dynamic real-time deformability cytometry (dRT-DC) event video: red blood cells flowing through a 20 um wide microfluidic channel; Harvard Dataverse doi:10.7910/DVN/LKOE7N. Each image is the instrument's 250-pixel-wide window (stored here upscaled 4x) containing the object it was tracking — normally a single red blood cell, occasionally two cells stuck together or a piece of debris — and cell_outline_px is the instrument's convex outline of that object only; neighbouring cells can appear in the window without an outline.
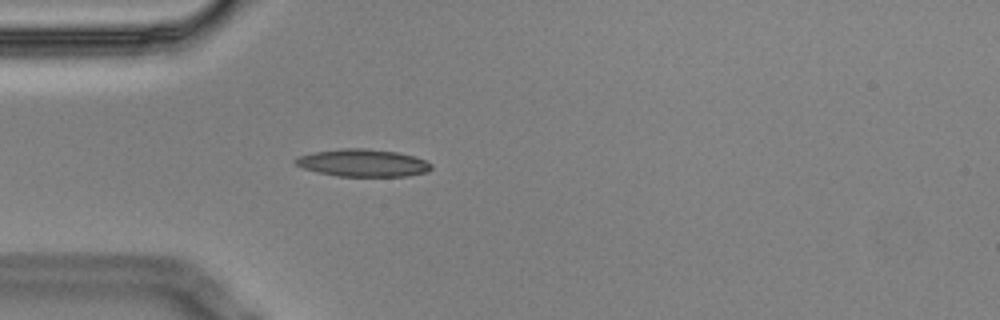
{"species": "Egyptian fruit bat (a non-hibernating species)", "species_latin": "Rousettus aegyptiacus", "temperature_condition": "cold", "stored_images_in_passage": 5, "camera_frame_rate_fps": 3000, "um_per_image_px": 0.085, "animal": {"sex": "male"}, "frame": {"image": 1, "passage_image": 5, "time_ms": 1.333, "image_size_px": [1000, 320], "cell_outline_px": [[432, 168], [428, 172], [408, 176], [336, 176], [304, 168], [296, 164], [292, 160], [296, 156], [312, 152], [340, 148], [364, 148], [396, 152], [412, 156], [424, 160], [432, 164]], "centroid_in_image_um": [30.82, 13.84], "position_along_channel_um": 54.2, "area_um2": 21.73}}